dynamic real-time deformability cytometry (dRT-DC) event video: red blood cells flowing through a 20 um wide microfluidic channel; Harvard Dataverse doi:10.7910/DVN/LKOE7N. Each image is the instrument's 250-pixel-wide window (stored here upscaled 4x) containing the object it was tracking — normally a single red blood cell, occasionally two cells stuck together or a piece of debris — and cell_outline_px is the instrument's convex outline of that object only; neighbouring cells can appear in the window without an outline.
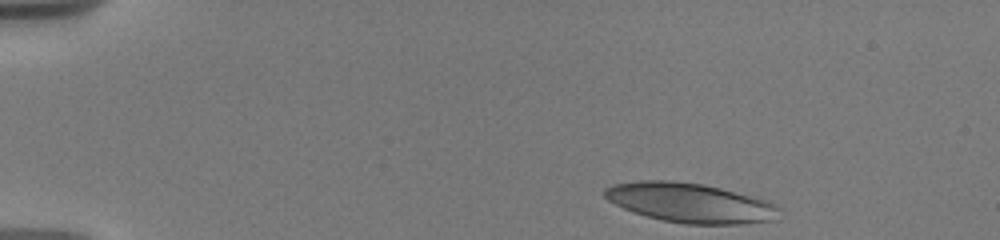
{"species": "human", "species_latin": "Homo sapiens", "temperature_condition": "warm", "stored_images_in_passage": 10, "camera_frame_rate_fps": 3000, "um_per_image_px": 0.085, "donor": {"sex": "male"}, "frame": {"image": 1, "passage_image": 1, "time_ms": 0.0, "image_size_px": [1000, 240], "cell_outline_px": [[780, 208], [776, 220], [744, 224], [684, 224], [664, 220], [632, 212], [608, 200], [604, 196], [604, 188], [612, 184], [640, 180], [672, 180], [704, 184], [720, 188], [764, 200]], "centroid_in_image_um": [58.63, 17.24], "position_along_channel_um": 26.4, "area_um2": 40.06}}
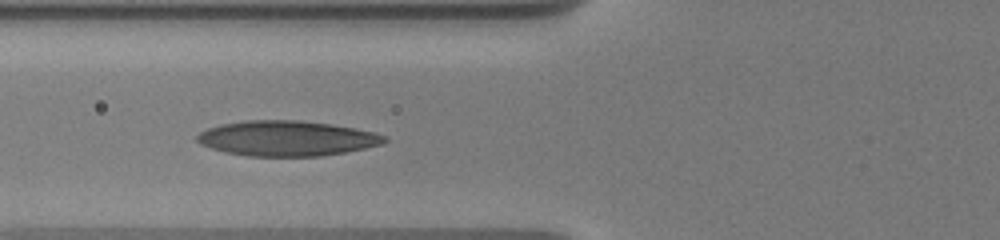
{"frame": {"image": 2, "passage_image": 5, "time_ms": 4.667, "image_size_px": [1000, 240], "cell_outline_px": [[388, 140], [384, 144], [344, 152], [320, 156], [248, 156], [224, 152], [200, 144], [196, 140], [196, 136], [200, 132], [208, 128], [220, 124], [248, 120], [296, 120], [332, 124], [356, 128], [388, 136]], "centroid_in_image_um": [24.39, 11.76], "position_along_channel_um": 101.4, "area_um2": 38.49}}
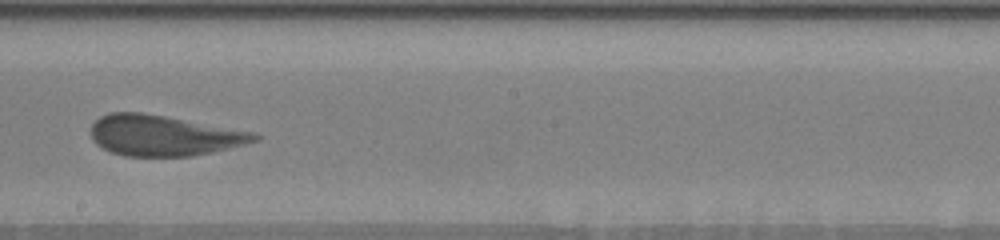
{"frame": {"image": 3, "passage_image": 10, "time_ms": 8.333, "image_size_px": [1000, 240], "cell_outline_px": [[260, 140], [212, 152], [192, 156], [124, 156], [112, 152], [96, 144], [92, 140], [92, 124], [100, 116], [108, 112], [140, 112], [164, 116], [256, 132], [260, 136]], "centroid_in_image_um": [13.92, 11.51], "position_along_channel_um": 234.3, "area_um2": 38.61}}